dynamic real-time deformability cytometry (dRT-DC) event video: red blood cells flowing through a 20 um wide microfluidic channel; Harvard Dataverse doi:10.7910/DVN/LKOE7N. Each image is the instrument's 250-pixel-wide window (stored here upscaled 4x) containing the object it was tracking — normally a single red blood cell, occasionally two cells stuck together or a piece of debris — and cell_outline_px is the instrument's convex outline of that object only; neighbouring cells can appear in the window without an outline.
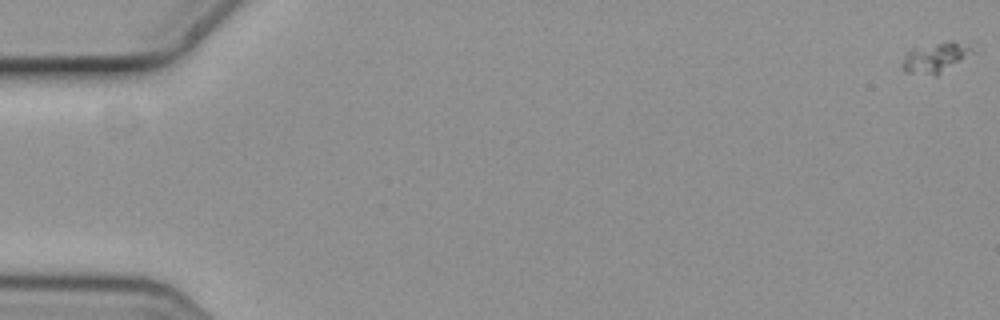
{"species": "common noctule bat (a hibernating species)", "species_latin": "Nyctalus noctula", "temperature_condition": "cold", "stored_images_in_passage": 4, "camera_frame_rate_fps": 3000, "um_per_image_px": 0.085, "animal": {"sex": "female", "body_mass_g": 19.3, "forearm_length_mm": 54.1}, "frame": {"image": 1, "passage_image": 1, "time_ms": 0.0, "image_size_px": [1000, 320], "cell_outline_px": [[980, 52], [936, 76], [904, 72], [900, 68], [900, 64], [904, 56], [912, 48], [948, 40], [952, 40], [968, 44]], "centroid_in_image_um": [79.6, 4.89], "position_along_channel_um": 5.4, "area_um2": 13.12}}